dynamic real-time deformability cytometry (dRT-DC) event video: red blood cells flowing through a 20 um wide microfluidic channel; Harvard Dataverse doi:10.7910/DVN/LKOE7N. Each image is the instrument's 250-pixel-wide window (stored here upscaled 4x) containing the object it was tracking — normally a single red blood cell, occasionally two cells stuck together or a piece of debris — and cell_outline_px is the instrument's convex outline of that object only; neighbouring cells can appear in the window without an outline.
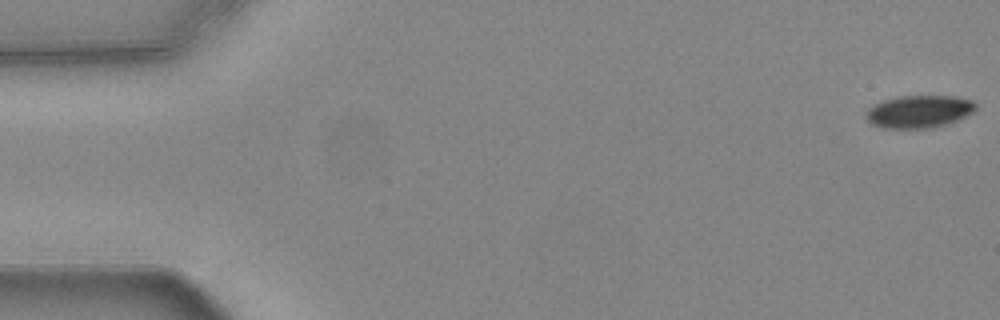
{"species": "common noctule bat (a hibernating species)", "species_latin": "Nyctalus noctula", "temperature_condition": "warm", "stored_images_in_passage": 55, "camera_frame_rate_fps": 3000, "um_per_image_px": 0.085, "animal": {"sex": "female", "body_mass_g": 24.6, "forearm_length_mm": 56.2}, "frame": {"image": 1, "passage_image": 1, "time_ms": 0.0, "image_size_px": [1000, 320], "cell_outline_px": [[976, 108], [972, 112], [956, 120], [932, 128], [884, 128], [872, 124], [864, 116], [868, 108], [884, 100], [896, 96], [956, 96], [972, 100], [976, 104]], "centroid_in_image_um": [78.1, 9.47], "position_along_channel_um": 6.9, "area_um2": 20.69}}
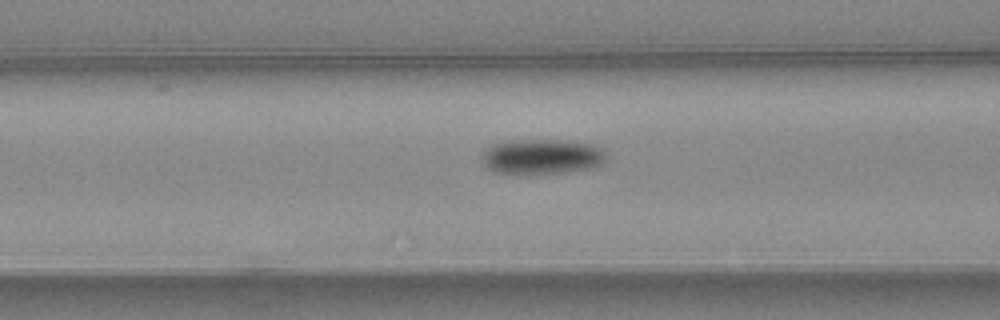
{"frame": {"image": 2, "passage_image": 22, "time_ms": 7.0, "image_size_px": [1000, 320], "cell_outline_px": [[608, 156], [604, 164], [592, 168], [540, 176], [524, 176], [492, 172], [484, 164], [480, 156], [488, 148], [496, 144], [508, 140], [560, 140], [596, 144]], "centroid_in_image_um": [46.07, 13.36], "position_along_channel_um": 120.5, "area_um2": 26.47}}
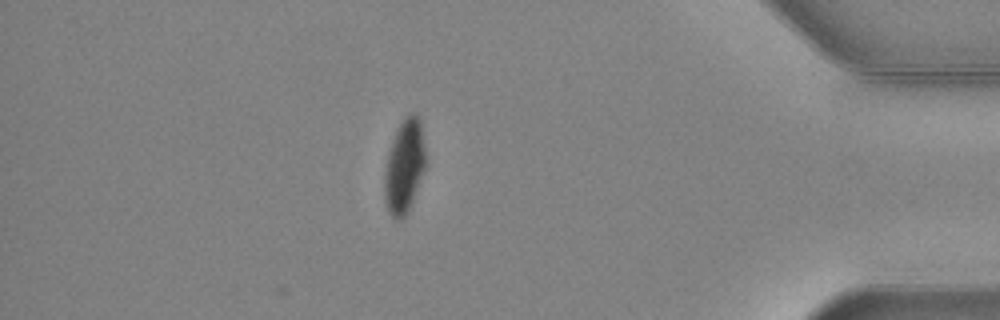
{"frame": {"image": 3, "passage_image": 48, "time_ms": 15.667, "image_size_px": [1000, 320], "cell_outline_px": [[424, 168], [408, 212], [400, 220], [396, 220], [388, 212], [384, 200], [384, 172], [388, 152], [392, 140], [404, 116], [412, 112], [416, 112], [420, 120], [424, 148]], "centroid_in_image_um": [34.33, 14.15], "position_along_channel_um": 400.9, "area_um2": 22.2}, "authors_computed_cell_mechanics": {"area_um2": 23.5824, "velocity_mm_per_s": 3.7316, "shape_relaxation_time_tau1_ms": 2.882, "shape_relaxation_time_tau2_ms": 4.5366, "deformation_change_tau1": 0.1097, "deformation_change_tau2": 0.0579}}